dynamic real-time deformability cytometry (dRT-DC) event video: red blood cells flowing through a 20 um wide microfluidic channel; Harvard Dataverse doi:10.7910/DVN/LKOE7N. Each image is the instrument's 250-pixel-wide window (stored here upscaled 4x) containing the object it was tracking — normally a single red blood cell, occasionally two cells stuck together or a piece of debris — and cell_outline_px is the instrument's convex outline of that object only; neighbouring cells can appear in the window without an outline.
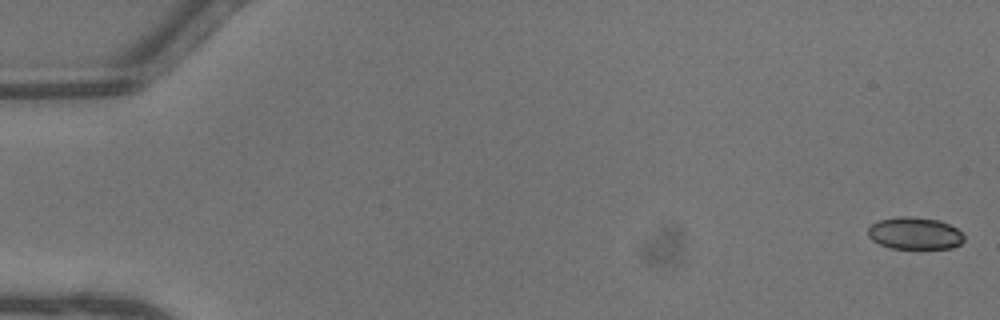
{"species": "common noctule bat (a hibernating species)", "species_latin": "Nyctalus noctula", "temperature_condition": "warm", "stored_images_in_passage": 43, "camera_frame_rate_fps": 3000, "um_per_image_px": 0.085, "animal": {"sex": "male", "body_mass_g": 13.3}, "frame": {"image": 1, "passage_image": 1, "time_ms": 0.0, "image_size_px": [1000, 320], "cell_outline_px": [[964, 240], [960, 244], [952, 248], [892, 248], [880, 244], [872, 240], [868, 236], [868, 228], [872, 224], [880, 220], [896, 216], [912, 216], [940, 220], [956, 228], [964, 236]], "centroid_in_image_um": [77.75, 19.82], "position_along_channel_um": 7.2, "area_um2": 17.98}}
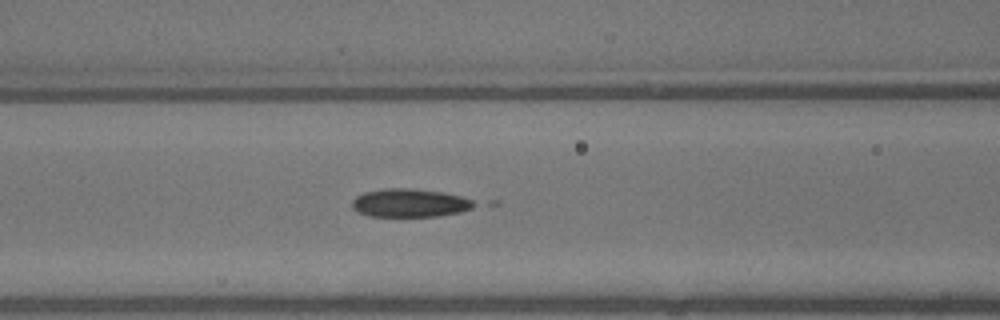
{"frame": {"image": 2, "passage_image": 20, "time_ms": 6.333, "image_size_px": [1000, 320], "cell_outline_px": [[480, 204], [472, 208], [460, 212], [440, 216], [368, 216], [356, 212], [352, 208], [352, 200], [356, 196], [364, 192], [384, 188], [412, 188], [444, 192], [460, 196], [472, 200]], "centroid_in_image_um": [34.83, 17.25], "position_along_channel_um": 131.8, "area_um2": 20.4}}
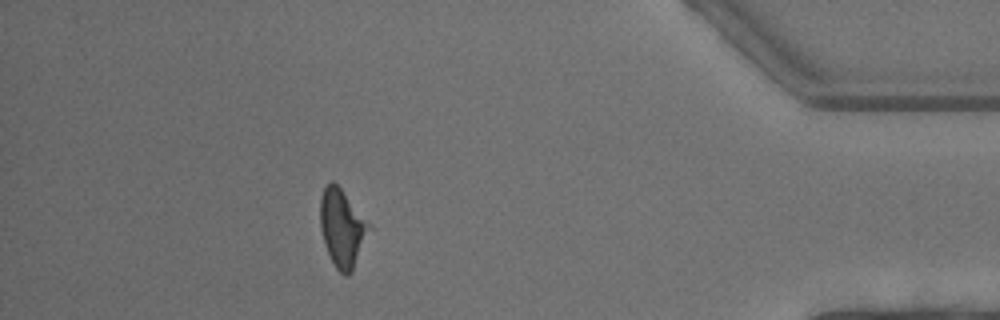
{"frame": {"image": 3, "passage_image": 41, "time_ms": 13.333, "image_size_px": [1000, 320], "cell_outline_px": [[372, 228], [352, 272], [348, 276], [344, 276], [336, 268], [324, 244], [320, 228], [320, 200], [324, 188], [332, 180], [340, 188], [372, 224]], "centroid_in_image_um": [29.11, 19.4], "position_along_channel_um": 406.1, "area_um2": 22.25}}